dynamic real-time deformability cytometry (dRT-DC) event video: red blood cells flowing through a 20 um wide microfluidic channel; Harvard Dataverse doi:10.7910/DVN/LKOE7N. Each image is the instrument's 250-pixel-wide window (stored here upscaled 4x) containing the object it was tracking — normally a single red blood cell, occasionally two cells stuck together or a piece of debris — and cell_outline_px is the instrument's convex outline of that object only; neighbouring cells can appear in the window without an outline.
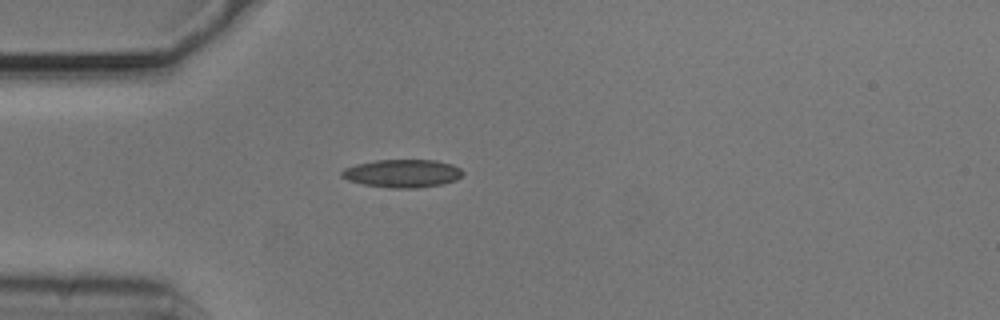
{"species": "common noctule bat (a hibernating species)", "species_latin": "Nyctalus noctula", "temperature_condition": "cold", "stored_images_in_passage": 5, "camera_frame_rate_fps": 3000, "um_per_image_px": 0.085, "animal": {"sex": "male", "body_mass_g": 20.5, "forearm_length_mm": 52.5}, "frame": {"image": 1, "passage_image": 4, "time_ms": 1.0, "image_size_px": [1000, 320], "cell_outline_px": [[464, 172], [456, 180], [440, 184], [416, 188], [388, 188], [364, 184], [348, 180], [340, 176], [340, 172], [344, 168], [356, 164], [376, 160], [436, 160], [452, 164], [460, 168]], "centroid_in_image_um": [34.18, 14.73], "position_along_channel_um": 50.8, "area_um2": 19.77}}